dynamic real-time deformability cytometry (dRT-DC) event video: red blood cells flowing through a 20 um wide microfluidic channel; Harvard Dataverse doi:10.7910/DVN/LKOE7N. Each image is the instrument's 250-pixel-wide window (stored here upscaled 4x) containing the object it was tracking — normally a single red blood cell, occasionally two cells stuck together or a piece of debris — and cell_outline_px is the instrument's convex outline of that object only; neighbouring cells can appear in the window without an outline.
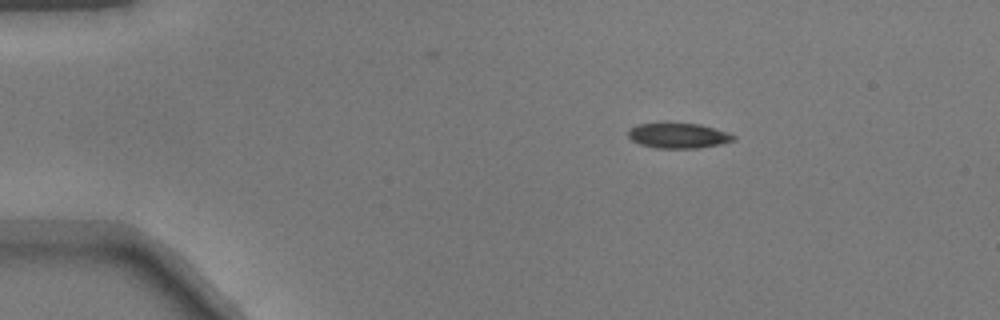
{"species": "common noctule bat (a hibernating species)", "species_latin": "Nyctalus noctula", "temperature_condition": "warm", "stored_images_in_passage": 43, "camera_frame_rate_fps": 3000, "um_per_image_px": 0.085, "animal": {"sex": "male", "body_mass_g": 17.9}, "frame": {"image": 1, "passage_image": 1, "time_ms": 0.0, "image_size_px": [1000, 320], "cell_outline_px": [[736, 140], [720, 144], [696, 148], [656, 148], [640, 144], [632, 140], [628, 136], [628, 128], [636, 124], [700, 124], [716, 128], [728, 132], [736, 136]], "centroid_in_image_um": [57.67, 11.53], "position_along_channel_um": 27.3, "area_um2": 15.37}}
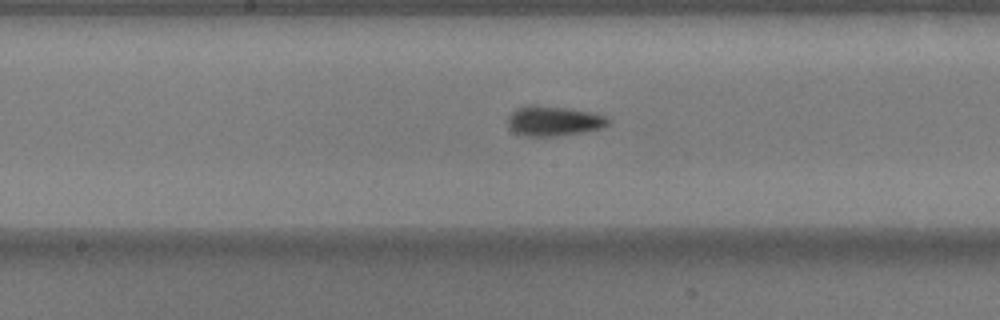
{"frame": {"image": 2, "passage_image": 19, "time_ms": 6.0, "image_size_px": [1000, 320], "cell_outline_px": [[612, 120], [608, 124], [600, 128], [584, 132], [556, 136], [524, 136], [512, 132], [508, 128], [508, 116], [516, 108], [564, 108], [592, 112], [604, 116]], "centroid_in_image_um": [47.08, 10.34], "position_along_channel_um": 201.1, "area_um2": 16.88}}
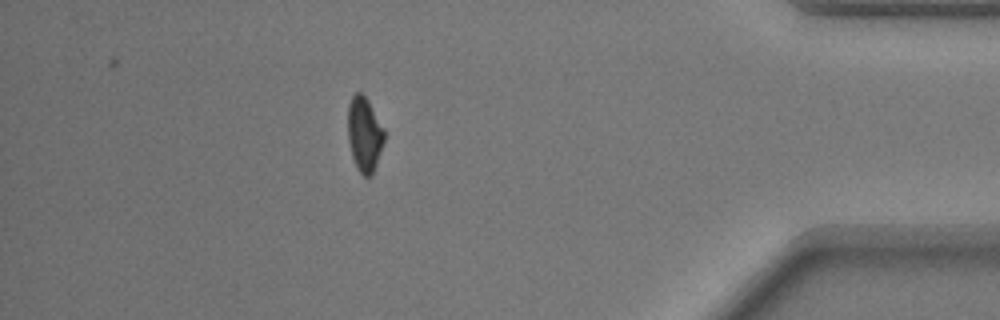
{"frame": {"image": 3, "passage_image": 37, "time_ms": 12.0, "image_size_px": [1000, 320], "cell_outline_px": [[384, 140], [376, 164], [372, 172], [368, 176], [364, 176], [356, 168], [352, 156], [348, 140], [348, 104], [352, 96], [356, 92], [360, 92], [368, 100], [384, 128]], "centroid_in_image_um": [30.96, 11.38], "position_along_channel_um": 404.2, "area_um2": 15.66}}